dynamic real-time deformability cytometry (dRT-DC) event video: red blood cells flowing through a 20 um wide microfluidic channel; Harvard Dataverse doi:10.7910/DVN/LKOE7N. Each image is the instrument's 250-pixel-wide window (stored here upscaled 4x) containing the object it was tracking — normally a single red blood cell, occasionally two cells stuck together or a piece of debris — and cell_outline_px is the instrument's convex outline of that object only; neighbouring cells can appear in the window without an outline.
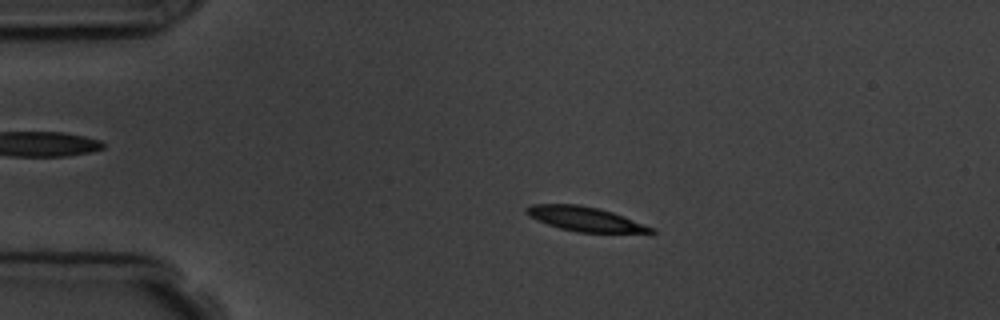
{"species": "common noctule bat (a hibernating species)", "species_latin": "Nyctalus noctula", "temperature_condition": "room temperature", "stored_images_in_passage": 4, "camera_frame_rate_fps": 3000, "um_per_image_px": 0.085, "animal": {"sex": "male", "body_mass_g": 19.5, "forearm_length_mm": 54.6}, "frame": {"image": 1, "passage_image": 3, "time_ms": 2.333, "image_size_px": [1000, 320], "cell_outline_px": [[656, 232], [652, 236], [576, 232], [560, 228], [536, 220], [528, 216], [524, 212], [524, 208], [532, 204], [580, 204], [600, 208], [624, 216], [656, 228]], "centroid_in_image_um": [49.92, 18.67], "position_along_channel_um": 35.1, "area_um2": 18.96}}